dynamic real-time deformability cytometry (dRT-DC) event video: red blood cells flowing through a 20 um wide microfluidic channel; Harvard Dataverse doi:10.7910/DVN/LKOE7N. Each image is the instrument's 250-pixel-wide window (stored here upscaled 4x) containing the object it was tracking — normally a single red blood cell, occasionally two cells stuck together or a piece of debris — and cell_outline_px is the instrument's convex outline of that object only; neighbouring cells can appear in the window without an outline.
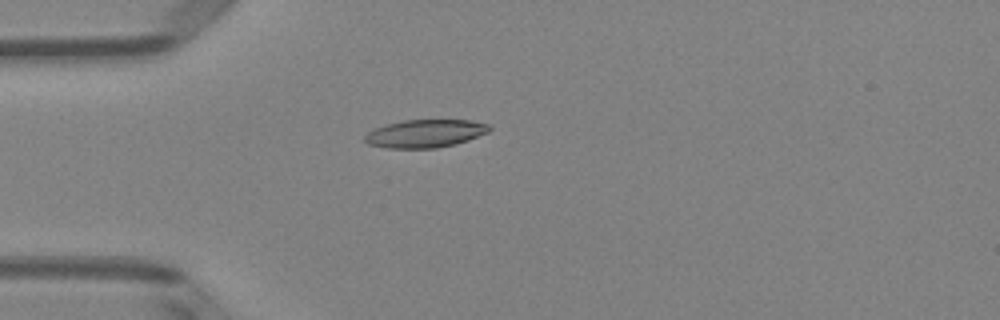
{"species": "Egyptian fruit bat (a non-hibernating species)", "species_latin": "Rousettus aegyptiacus", "temperature_condition": "room temperature", "stored_images_in_passage": 47, "camera_frame_rate_fps": 3000, "um_per_image_px": 0.085, "animal": {"sex": "female"}, "frame": {"image": 1, "passage_image": 10, "time_ms": 3.0, "image_size_px": [1000, 320], "cell_outline_px": [[492, 128], [488, 132], [468, 140], [456, 144], [436, 148], [388, 148], [368, 144], [364, 140], [364, 136], [368, 132], [376, 128], [388, 124], [404, 120], [472, 120], [488, 124]], "centroid_in_image_um": [36.16, 11.35], "position_along_channel_um": 48.8, "area_um2": 20.23}}
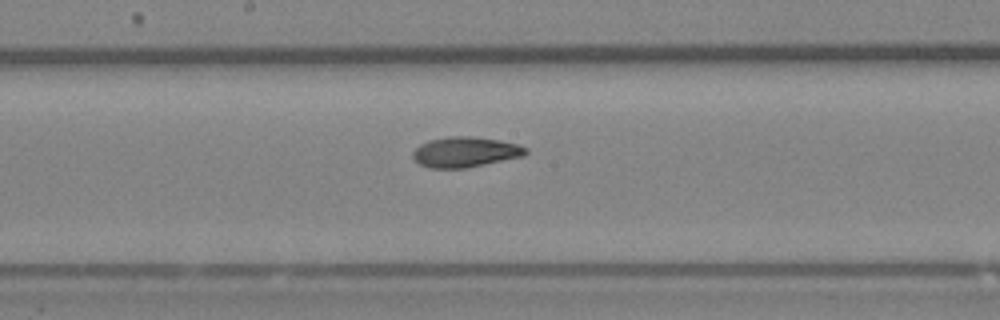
{"frame": {"image": 2, "passage_image": 23, "time_ms": 7.333, "image_size_px": [1000, 320], "cell_outline_px": [[528, 152], [524, 156], [468, 168], [428, 168], [420, 164], [412, 156], [412, 152], [420, 144], [428, 140], [452, 136], [472, 136], [500, 140], [516, 144], [528, 148]], "centroid_in_image_um": [39.56, 12.92], "position_along_channel_um": 208.6, "area_um2": 20.06}}
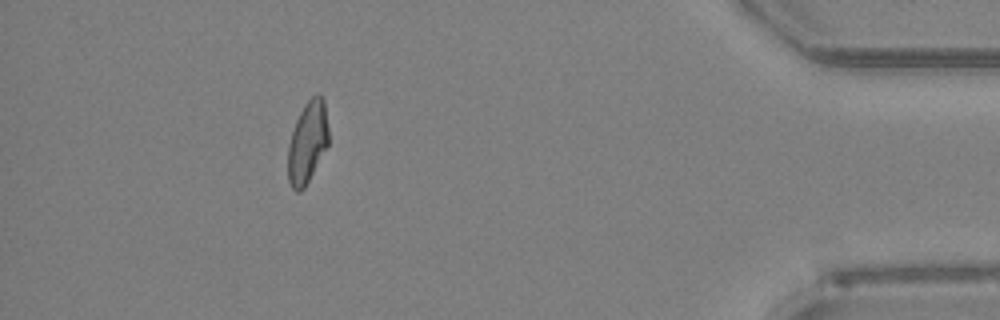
{"frame": {"image": 3, "passage_image": 42, "time_ms": 13.667, "image_size_px": [1000, 320], "cell_outline_px": [[328, 144], [304, 188], [300, 192], [296, 192], [292, 188], [288, 180], [288, 144], [296, 120], [304, 104], [316, 92], [320, 92], [324, 100], [328, 128]], "centroid_in_image_um": [26.13, 12.06], "position_along_channel_um": 409.1, "area_um2": 19.31}, "authors_computed_cell_mechanics": {"area_um2": 19.8832, "velocity_mm_per_s": 3.9995, "shape_relaxation_time_tau1_ms": 6.9261, "shape_relaxation_time_tau2_ms": 2.8915, "deformation_change_tau1": 0.2079, "deformation_change_tau2": 0.0771}}